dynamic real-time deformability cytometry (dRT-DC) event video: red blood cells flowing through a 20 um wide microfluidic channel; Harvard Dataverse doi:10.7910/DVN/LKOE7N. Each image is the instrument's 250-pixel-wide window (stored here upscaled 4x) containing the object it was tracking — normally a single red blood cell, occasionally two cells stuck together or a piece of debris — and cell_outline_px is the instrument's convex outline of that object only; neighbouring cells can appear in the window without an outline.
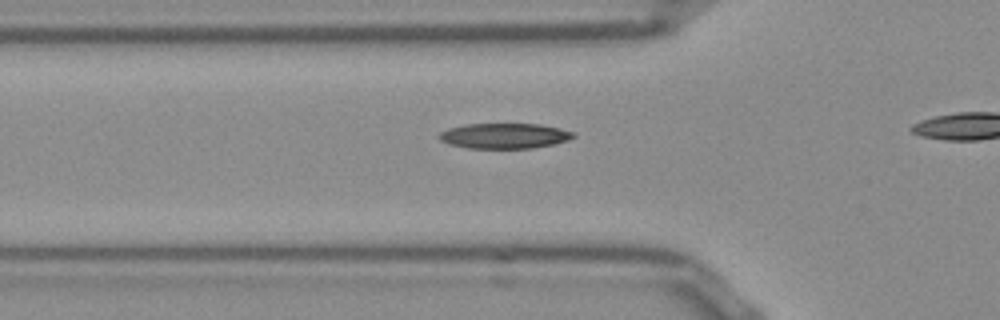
{"species": "Egyptian fruit bat (a non-hibernating species)", "species_latin": "Rousettus aegyptiacus", "temperature_condition": "room temperature", "stored_images_in_passage": 8, "camera_frame_rate_fps": 3000, "um_per_image_px": 0.085, "frame": {"image": 1, "passage_image": 3, "time_ms": 0.667, "image_size_px": [1000, 320], "cell_outline_px": [[576, 136], [568, 140], [552, 144], [532, 148], [468, 148], [448, 144], [440, 140], [436, 136], [440, 132], [448, 128], [464, 124], [540, 124], [560, 128], [576, 132]], "centroid_in_image_um": [42.86, 11.54], "position_along_channel_um": 82.9, "area_um2": 19.94}}
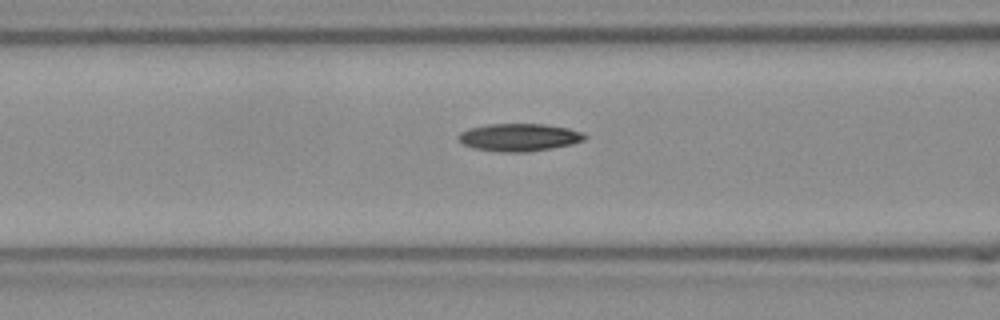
{"frame": {"image": 2, "passage_image": 6, "time_ms": 1.667, "image_size_px": [1000, 320], "cell_outline_px": [[588, 136], [584, 140], [572, 144], [552, 148], [528, 152], [500, 152], [472, 148], [464, 144], [456, 136], [460, 132], [468, 128], [488, 124], [544, 124], [568, 128], [584, 132]], "centroid_in_image_um": [44.13, 11.67], "position_along_channel_um": 122.5, "area_um2": 20.52}}